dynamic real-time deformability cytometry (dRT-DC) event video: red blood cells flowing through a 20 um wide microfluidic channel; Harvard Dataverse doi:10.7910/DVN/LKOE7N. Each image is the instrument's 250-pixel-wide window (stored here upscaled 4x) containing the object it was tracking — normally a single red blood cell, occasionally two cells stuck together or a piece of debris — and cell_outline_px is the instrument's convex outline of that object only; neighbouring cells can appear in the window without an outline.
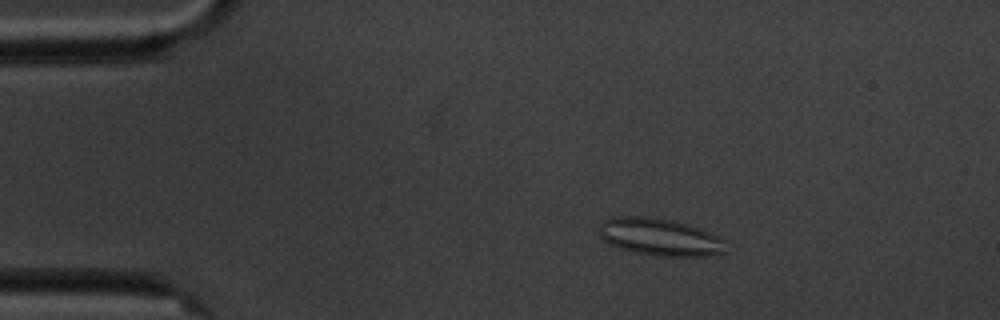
{"species": "common noctule bat (a hibernating species)", "species_latin": "Nyctalus noctula", "temperature_condition": "cold", "stored_images_in_passage": 4, "camera_frame_rate_fps": 3000, "um_per_image_px": 0.085, "animal": {"sex": "male", "body_mass_g": 20.1, "forearm_length_mm": 53.5}, "frame": {"image": 1, "passage_image": 2, "time_ms": 1.333, "image_size_px": [1000, 320], "cell_outline_px": [[728, 240], [724, 252], [720, 256], [656, 256], [636, 252], [620, 248], [608, 244], [596, 232], [596, 228], [604, 220], [612, 216], [648, 216], [672, 220], [688, 224], [700, 228], [720, 236]], "centroid_in_image_um": [56.11, 20.14], "position_along_channel_um": 28.9, "area_um2": 28.32}}